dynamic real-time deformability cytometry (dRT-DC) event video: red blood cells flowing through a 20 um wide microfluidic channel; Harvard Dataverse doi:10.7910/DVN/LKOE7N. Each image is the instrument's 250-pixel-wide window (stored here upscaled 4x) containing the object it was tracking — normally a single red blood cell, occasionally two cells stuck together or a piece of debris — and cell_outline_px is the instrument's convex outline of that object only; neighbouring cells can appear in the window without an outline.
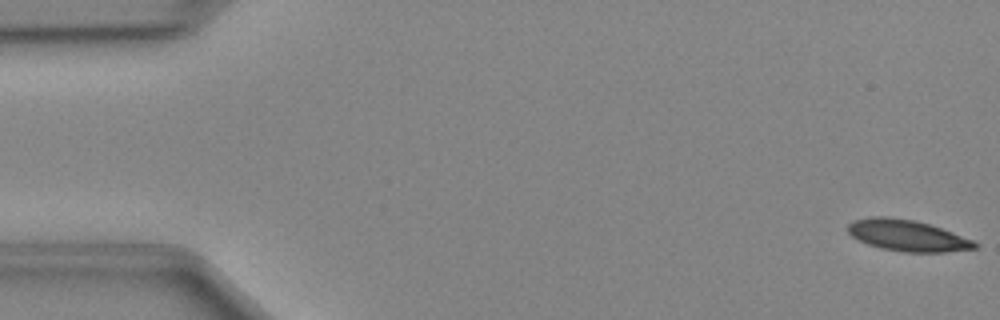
{"species": "Egyptian fruit bat (a non-hibernating species)", "species_latin": "Rousettus aegyptiacus", "temperature_condition": "cold", "stored_images_in_passage": 48, "camera_frame_rate_fps": 3000, "um_per_image_px": 0.085, "animal": {"sex": "female"}, "frame": {"image": 1, "passage_image": 1, "time_ms": 0.0, "image_size_px": [1000, 320], "cell_outline_px": [[980, 244], [976, 248], [944, 252], [904, 252], [880, 248], [868, 244], [852, 236], [848, 232], [848, 224], [852, 220], [868, 216], [888, 216], [916, 220], [952, 232], [972, 240]], "centroid_in_image_um": [77.09, 20.0], "position_along_channel_um": 7.9, "area_um2": 23.12}}
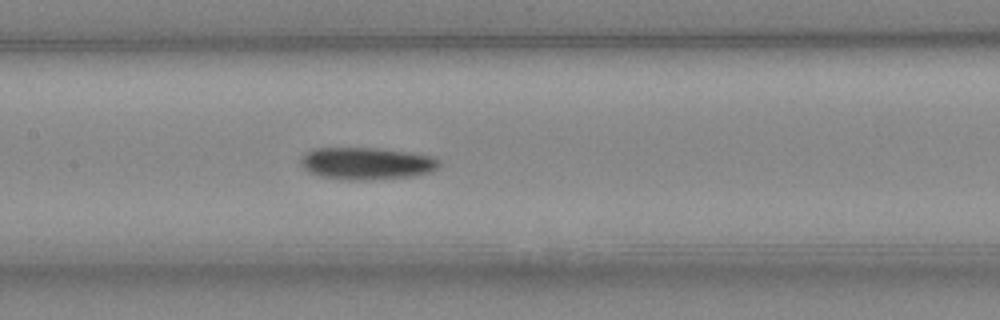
{"frame": {"image": 2, "passage_image": 23, "time_ms": 7.333, "image_size_px": [1000, 320], "cell_outline_px": [[440, 164], [432, 172], [412, 176], [368, 180], [348, 180], [320, 176], [308, 172], [300, 164], [300, 160], [304, 152], [312, 148], [380, 148], [412, 152], [432, 156], [440, 160]], "centroid_in_image_um": [31.15, 13.88], "position_along_channel_um": 176.3, "area_um2": 26.3}}
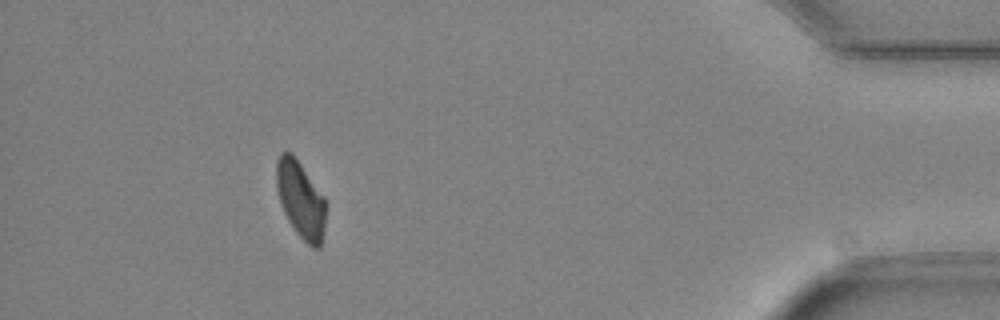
{"frame": {"image": 3, "passage_image": 44, "time_ms": 14.333, "image_size_px": [1000, 320], "cell_outline_px": [[324, 228], [320, 248], [312, 248], [296, 232], [288, 220], [284, 212], [276, 188], [276, 160], [280, 152], [292, 152], [324, 196]], "centroid_in_image_um": [25.53, 16.93], "position_along_channel_um": 409.7, "area_um2": 21.91}}